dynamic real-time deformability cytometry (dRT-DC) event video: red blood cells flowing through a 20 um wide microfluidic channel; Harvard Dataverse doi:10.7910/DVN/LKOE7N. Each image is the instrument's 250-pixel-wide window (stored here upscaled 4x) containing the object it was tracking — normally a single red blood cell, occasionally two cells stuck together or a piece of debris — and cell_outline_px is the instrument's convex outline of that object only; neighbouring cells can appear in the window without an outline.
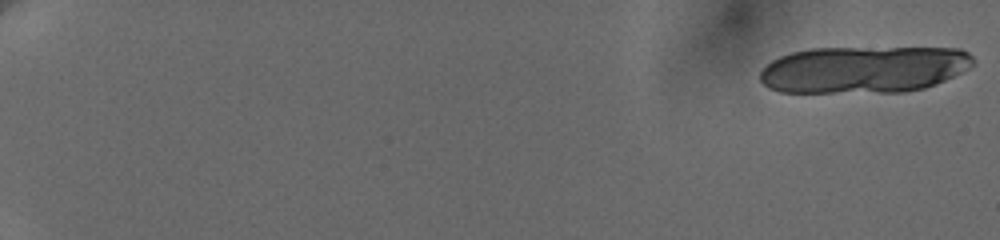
{"species": "human", "species_latin": "Homo sapiens", "temperature_condition": "cold", "stored_images_in_passage": 10, "camera_frame_rate_fps": 3000, "um_per_image_px": 0.085, "donor": {"sex": "female"}, "frame": {"image": 1, "passage_image": 1, "time_ms": 0.0, "image_size_px": [1000, 240], "cell_outline_px": [[976, 64], [936, 84], [924, 88], [904, 92], [780, 92], [768, 88], [760, 80], [760, 72], [772, 60], [780, 56], [792, 52], [812, 48], [960, 48], [968, 52], [976, 60]], "centroid_in_image_um": [73.43, 5.9], "position_along_channel_um": 11.6, "area_um2": 58.49}}